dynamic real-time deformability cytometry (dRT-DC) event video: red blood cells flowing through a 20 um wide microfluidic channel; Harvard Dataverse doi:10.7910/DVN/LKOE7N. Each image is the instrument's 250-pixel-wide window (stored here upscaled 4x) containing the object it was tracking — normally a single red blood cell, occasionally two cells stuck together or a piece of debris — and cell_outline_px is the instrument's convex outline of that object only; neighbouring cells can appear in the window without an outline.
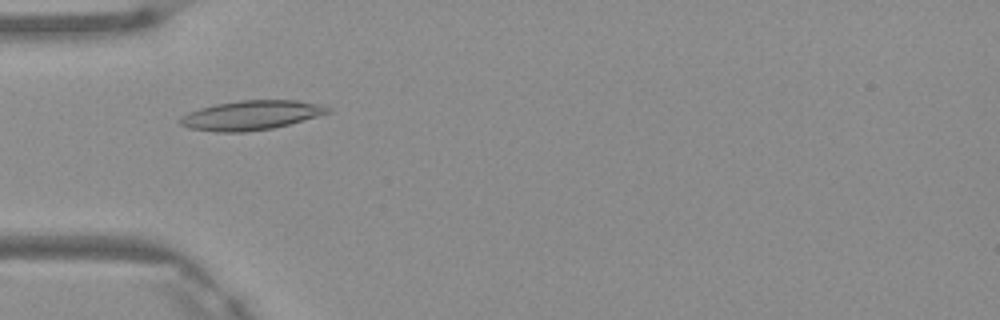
{"species": "Egyptian fruit bat (a non-hibernating species)", "species_latin": "Rousettus aegyptiacus", "temperature_condition": "warm", "stored_images_in_passage": 3, "camera_frame_rate_fps": 3000, "um_per_image_px": 0.085, "frame": {"image": 1, "passage_image": 2, "time_ms": 0.333, "image_size_px": [1000, 320], "cell_outline_px": [[332, 112], [288, 124], [272, 128], [244, 132], [216, 132], [188, 128], [180, 124], [180, 116], [188, 112], [200, 108], [216, 104], [240, 100], [296, 100], [320, 104], [332, 108]], "centroid_in_image_um": [21.34, 9.79], "position_along_channel_um": 63.7, "area_um2": 25.26}}
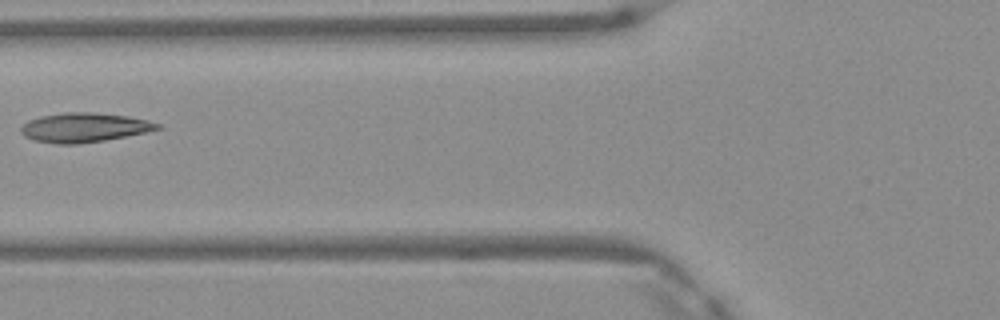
{"frame": {"image": 2, "passage_image": 3, "time_ms": 0.667, "image_size_px": [1000, 320], "cell_outline_px": [[164, 128], [104, 140], [76, 144], [56, 144], [36, 140], [24, 136], [20, 132], [20, 128], [28, 120], [40, 116], [64, 112], [92, 112], [128, 116], [148, 120], [160, 124]], "centroid_in_image_um": [7.14, 10.83], "position_along_channel_um": 118.7, "area_um2": 23.24}}